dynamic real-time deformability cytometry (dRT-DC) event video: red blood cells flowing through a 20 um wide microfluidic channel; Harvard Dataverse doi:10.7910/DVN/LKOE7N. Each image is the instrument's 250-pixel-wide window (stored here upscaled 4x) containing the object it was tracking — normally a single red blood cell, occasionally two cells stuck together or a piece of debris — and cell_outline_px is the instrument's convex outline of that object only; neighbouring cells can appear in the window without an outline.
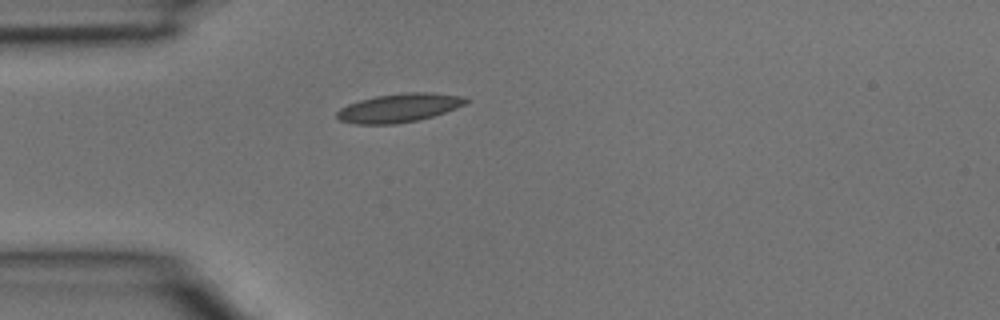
{"species": "common noctule bat (a hibernating species)", "species_latin": "Nyctalus noctula", "temperature_condition": "room temperature", "stored_images_in_passage": 1, "camera_frame_rate_fps": 3000, "um_per_image_px": 0.085, "animal": {"sex": "male", "body_mass_g": 15.6}, "frame": {"image": 1, "passage_image": 1, "time_ms": 0.0, "image_size_px": [1000, 320], "cell_outline_px": [[468, 100], [464, 104], [456, 108], [432, 116], [416, 120], [396, 124], [356, 124], [340, 120], [336, 116], [336, 112], [340, 108], [348, 104], [360, 100], [376, 96], [408, 92], [428, 92], [464, 96]], "centroid_in_image_um": [33.9, 9.17], "position_along_channel_um": 51.1, "area_um2": 21.33}}